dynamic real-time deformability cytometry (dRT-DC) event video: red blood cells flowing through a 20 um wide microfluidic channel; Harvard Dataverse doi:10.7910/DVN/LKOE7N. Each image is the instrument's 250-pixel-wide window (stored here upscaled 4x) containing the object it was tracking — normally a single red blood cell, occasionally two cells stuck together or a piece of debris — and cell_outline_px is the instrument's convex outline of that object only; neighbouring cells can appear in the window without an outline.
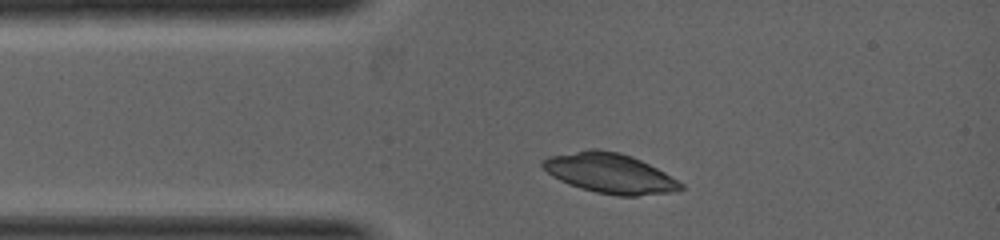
{"species": "common noctule bat (a hibernating species)", "species_latin": "Nyctalus noctula", "temperature_condition": "warm", "stored_images_in_passage": 2, "camera_frame_rate_fps": 5000, "um_per_image_px": 0.085, "animal": {"sex": "female", "body_mass_g": 19.0, "forearm_length_mm": 53.3}, "frame": {"image": 1, "passage_image": 1, "time_ms": 0.0, "image_size_px": [1000, 240], "cell_outline_px": [[684, 188], [672, 192], [636, 196], [616, 196], [596, 192], [580, 188], [568, 184], [552, 176], [540, 164], [540, 160], [548, 156], [588, 148], [596, 148], [620, 152], [632, 156], [664, 172], [684, 184]], "centroid_in_image_um": [51.8, 14.71], "position_along_channel_um": 33.2, "area_um2": 32.31}}